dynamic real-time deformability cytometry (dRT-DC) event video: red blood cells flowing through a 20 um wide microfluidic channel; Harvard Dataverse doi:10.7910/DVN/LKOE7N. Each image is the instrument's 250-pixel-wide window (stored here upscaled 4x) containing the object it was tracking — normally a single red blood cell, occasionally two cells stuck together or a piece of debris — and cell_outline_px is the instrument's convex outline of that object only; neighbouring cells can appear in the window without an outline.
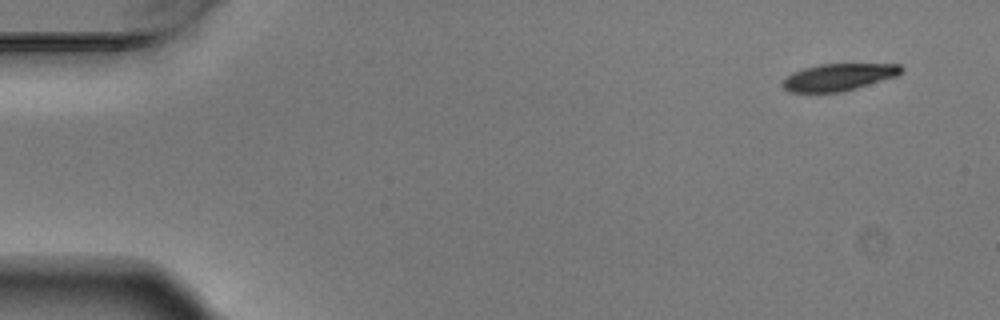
{"species": "Egyptian fruit bat (a non-hibernating species)", "species_latin": "Rousettus aegyptiacus", "temperature_condition": "warm", "stored_images_in_passage": 4, "camera_frame_rate_fps": 3000, "um_per_image_px": 0.085, "animal": {"sex": "male"}, "frame": {"image": 1, "passage_image": 1, "time_ms": 0.0, "image_size_px": [1000, 320], "cell_outline_px": [[904, 68], [896, 76], [856, 88], [840, 92], [788, 92], [780, 84], [792, 72], [804, 68], [820, 64], [900, 64]], "centroid_in_image_um": [71.25, 6.55], "position_along_channel_um": 13.7, "area_um2": 18.55}}
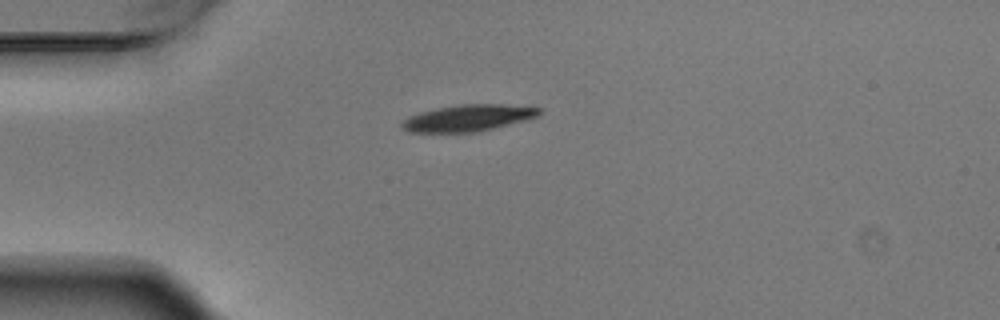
{"frame": {"image": 2, "passage_image": 4, "time_ms": 1.0, "image_size_px": [1000, 320], "cell_outline_px": [[540, 112], [536, 116], [480, 132], [408, 132], [400, 128], [400, 124], [408, 116], [420, 112], [436, 108], [460, 104], [500, 104], [540, 108]], "centroid_in_image_um": [39.69, 10.03], "position_along_channel_um": 45.3, "area_um2": 21.04}}